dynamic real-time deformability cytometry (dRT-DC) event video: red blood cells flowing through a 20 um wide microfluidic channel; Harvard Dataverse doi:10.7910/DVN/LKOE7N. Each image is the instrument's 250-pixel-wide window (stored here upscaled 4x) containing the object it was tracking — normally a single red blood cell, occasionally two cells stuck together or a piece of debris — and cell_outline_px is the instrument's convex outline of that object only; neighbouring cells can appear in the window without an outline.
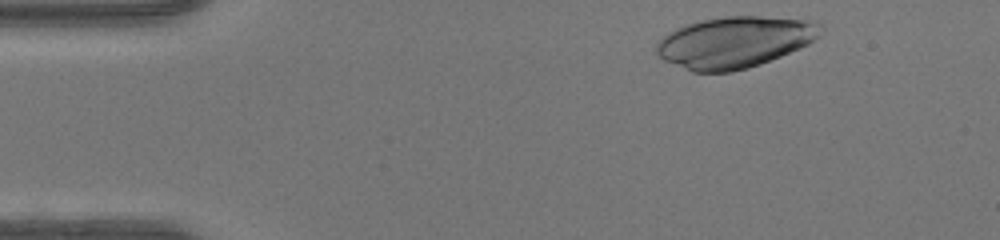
{"species": "human", "species_latin": "Homo sapiens", "temperature_condition": "warm", "stored_images_in_passage": 35, "camera_frame_rate_fps": 3000, "um_per_image_px": 0.085, "donor": {"sex": "female"}, "frame": {"image": 1, "passage_image": 2, "time_ms": 0.333, "image_size_px": [1000, 240], "cell_outline_px": [[824, 28], [808, 44], [780, 56], [760, 64], [748, 68], [732, 72], [692, 72], [664, 60], [656, 52], [656, 44], [668, 32], [676, 28], [700, 20], [724, 16], [760, 16], [816, 20]], "centroid_in_image_um": [62.44, 3.57], "position_along_channel_um": 22.6, "area_um2": 49.01}}
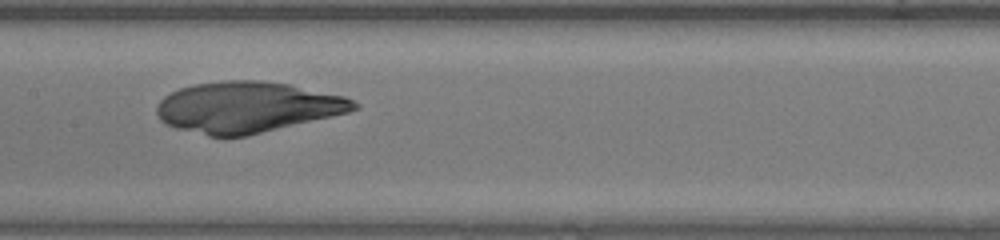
{"frame": {"image": 2, "passage_image": 19, "time_ms": 6.0, "image_size_px": [1000, 240], "cell_outline_px": [[360, 108], [348, 112], [332, 116], [248, 136], [208, 136], [176, 128], [164, 124], [160, 120], [156, 112], [156, 108], [160, 100], [164, 96], [180, 88], [192, 84], [224, 80], [260, 80], [288, 84], [344, 96], [360, 104]], "centroid_in_image_um": [20.99, 9.11], "position_along_channel_um": 186.4, "area_um2": 58.55}}
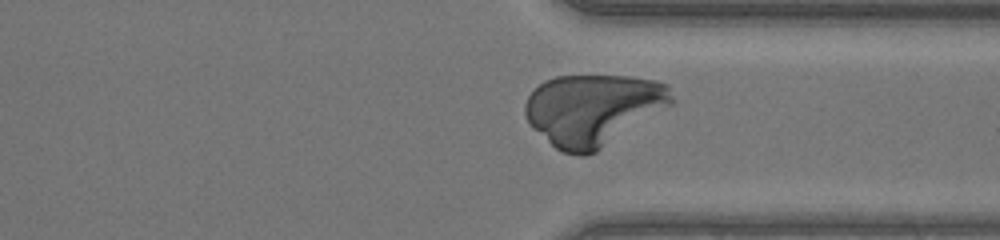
{"frame": {"image": 3, "passage_image": 31, "time_ms": 10.0, "image_size_px": [1000, 240], "cell_outline_px": [[672, 104], [596, 152], [584, 156], [580, 156], [564, 152], [556, 148], [532, 128], [524, 112], [524, 104], [528, 96], [544, 80], [556, 76], [628, 76], [656, 80], [668, 84], [672, 96]], "centroid_in_image_um": [50.39, 9.31], "position_along_channel_um": 361.0, "area_um2": 60.63}}